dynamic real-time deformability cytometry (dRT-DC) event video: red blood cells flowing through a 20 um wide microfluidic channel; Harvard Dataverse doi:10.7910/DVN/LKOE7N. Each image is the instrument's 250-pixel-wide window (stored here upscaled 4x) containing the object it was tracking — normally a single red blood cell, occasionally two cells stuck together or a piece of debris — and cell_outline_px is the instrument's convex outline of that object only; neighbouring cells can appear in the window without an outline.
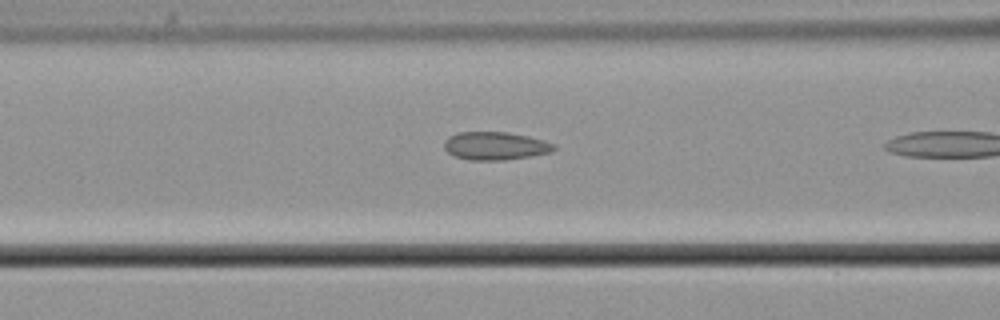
{"species": "common noctule bat (a hibernating species)", "species_latin": "Nyctalus noctula", "temperature_condition": "cold", "stored_images_in_passage": 8, "camera_frame_rate_fps": 3000, "um_per_image_px": 0.085, "animal": {"sex": "male", "body_mass_g": 21.5, "forearm_length_mm": 52.0}, "frame": {"image": 1, "passage_image": 7, "time_ms": 2.0, "image_size_px": [1000, 320], "cell_outline_px": [[556, 148], [552, 152], [504, 160], [468, 160], [456, 156], [448, 152], [444, 148], [444, 140], [448, 136], [456, 132], [508, 132], [528, 136], [544, 140], [556, 144]], "centroid_in_image_um": [42.09, 12.39], "position_along_channel_um": 124.5, "area_um2": 18.03}}